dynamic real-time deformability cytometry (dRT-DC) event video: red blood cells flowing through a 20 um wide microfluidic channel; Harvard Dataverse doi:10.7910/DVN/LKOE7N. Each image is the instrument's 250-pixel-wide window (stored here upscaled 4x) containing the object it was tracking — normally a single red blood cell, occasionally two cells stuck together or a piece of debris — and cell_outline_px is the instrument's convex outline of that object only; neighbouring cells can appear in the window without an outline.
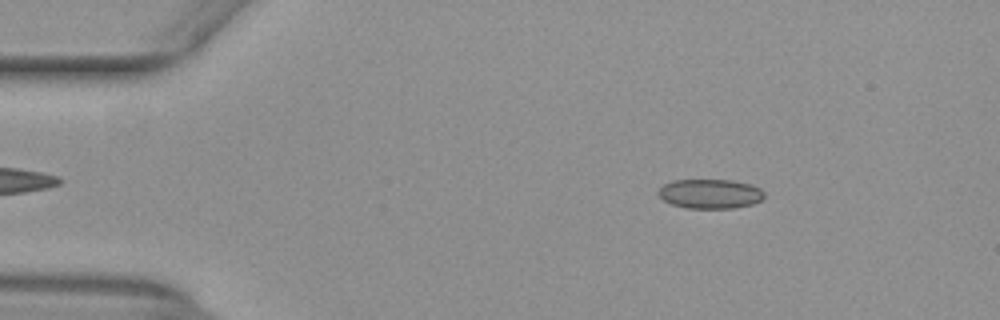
{"species": "common noctule bat (a hibernating species)", "species_latin": "Nyctalus noctula", "temperature_condition": "warm", "stored_images_in_passage": 51, "camera_frame_rate_fps": 3000, "um_per_image_px": 0.085, "animal": {"sex": "female", "body_mass_g": 29.2, "forearm_length_mm": 56.3}, "frame": {"image": 1, "passage_image": 7, "time_ms": 2.0, "image_size_px": [1000, 320], "cell_outline_px": [[764, 196], [760, 200], [752, 204], [736, 208], [688, 208], [672, 204], [664, 200], [656, 192], [664, 184], [672, 180], [732, 180], [752, 184], [760, 188], [764, 192]], "centroid_in_image_um": [60.37, 16.46], "position_along_channel_um": 24.6, "area_um2": 18.21}}
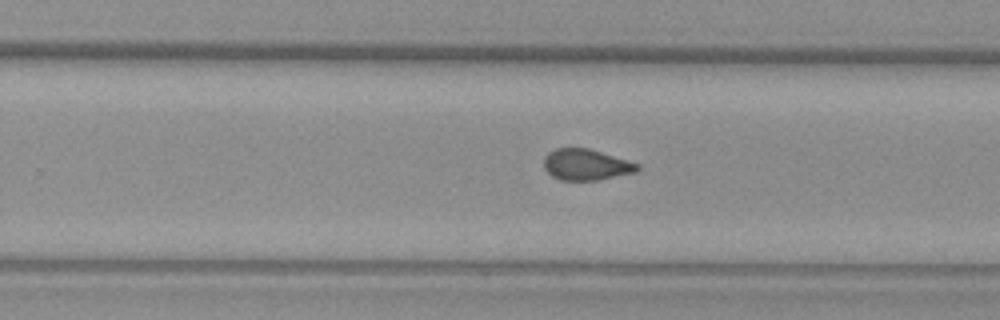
{"frame": {"image": 2, "passage_image": 32, "time_ms": 10.333, "image_size_px": [1000, 320], "cell_outline_px": [[640, 168], [636, 172], [596, 180], [560, 180], [552, 176], [544, 168], [544, 156], [548, 152], [556, 148], [588, 148], [640, 164]], "centroid_in_image_um": [49.8, 13.99], "position_along_channel_um": 280.0, "area_um2": 16.88}}
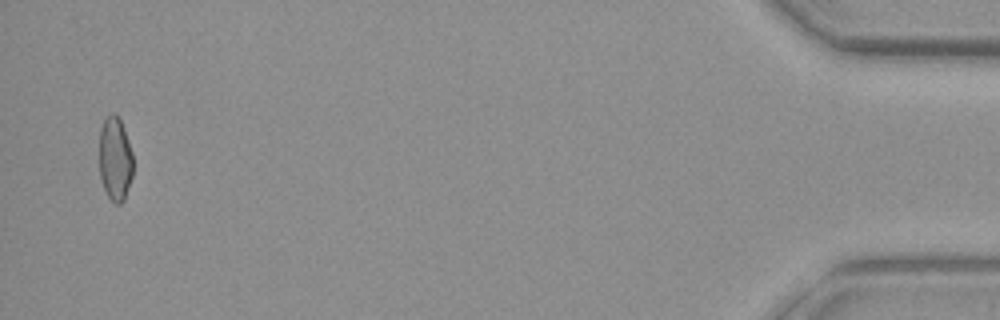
{"frame": {"image": 3, "passage_image": 50, "time_ms": 16.333, "image_size_px": [1000, 320], "cell_outline_px": [[132, 176], [124, 200], [120, 204], [116, 204], [108, 196], [104, 188], [100, 176], [100, 128], [104, 120], [112, 112], [120, 120], [128, 140], [132, 152]], "centroid_in_image_um": [9.78, 13.52], "position_along_channel_um": 425.4, "area_um2": 16.24}, "authors_computed_cell_mechanics": {"area_um2": 17.5712, "velocity_mm_per_s": 3.9576, "shape_relaxation_time_tau1_ms": null, "shape_relaxation_time_tau2_ms": 1.334, "deformation_change_tau1": null, "deformation_change_tau2": 0.0603}}